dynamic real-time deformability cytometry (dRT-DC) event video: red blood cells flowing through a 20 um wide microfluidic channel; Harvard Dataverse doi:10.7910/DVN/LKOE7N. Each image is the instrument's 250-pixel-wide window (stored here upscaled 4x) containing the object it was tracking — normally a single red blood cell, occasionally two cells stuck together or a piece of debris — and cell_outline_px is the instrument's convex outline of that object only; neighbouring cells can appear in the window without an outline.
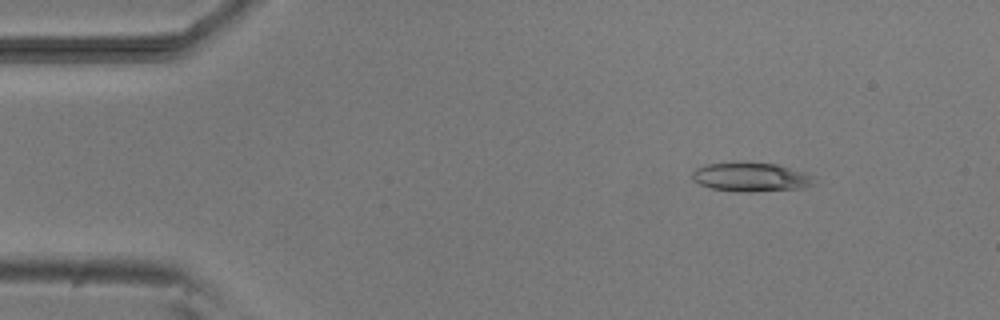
{"species": "common noctule bat (a hibernating species)", "species_latin": "Nyctalus noctula", "temperature_condition": "room temperature", "stored_images_in_passage": 4, "camera_frame_rate_fps": 3000, "um_per_image_px": 0.085, "animal": {"sex": "male", "body_mass_g": 20.5, "forearm_length_mm": 52.5}, "frame": {"image": 1, "passage_image": 2, "time_ms": 1.0, "image_size_px": [1000, 320], "cell_outline_px": [[812, 184], [800, 188], [752, 192], [736, 192], [712, 188], [700, 184], [692, 180], [692, 172], [696, 168], [704, 164], [776, 164], [804, 172], [812, 176]], "centroid_in_image_um": [63.78, 15.08], "position_along_channel_um": 21.2, "area_um2": 19.94}}